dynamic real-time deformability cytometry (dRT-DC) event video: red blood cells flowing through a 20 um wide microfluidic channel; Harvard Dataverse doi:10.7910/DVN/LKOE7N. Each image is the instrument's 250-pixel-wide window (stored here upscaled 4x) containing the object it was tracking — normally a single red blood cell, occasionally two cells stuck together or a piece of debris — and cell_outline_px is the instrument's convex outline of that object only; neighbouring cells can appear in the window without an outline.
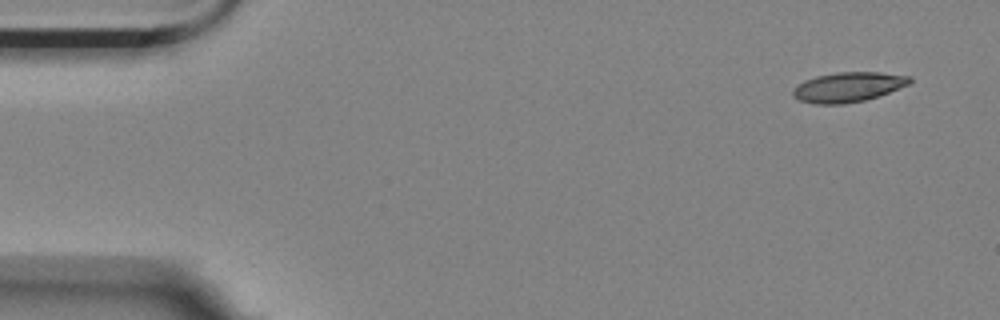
{"species": "Egyptian fruit bat (a non-hibernating species)", "species_latin": "Rousettus aegyptiacus", "temperature_condition": "room temperature", "stored_images_in_passage": 7, "camera_frame_rate_fps": 3000, "um_per_image_px": 0.085, "animal": {"sex": "female"}, "frame": {"image": 1, "passage_image": 1, "time_ms": 0.0, "image_size_px": [1000, 320], "cell_outline_px": [[912, 80], [908, 84], [888, 92], [864, 100], [844, 104], [816, 104], [800, 100], [792, 96], [792, 88], [804, 80], [816, 76], [836, 72], [880, 72], [912, 76]], "centroid_in_image_um": [72.05, 7.39], "position_along_channel_um": 12.9, "area_um2": 20.23}}
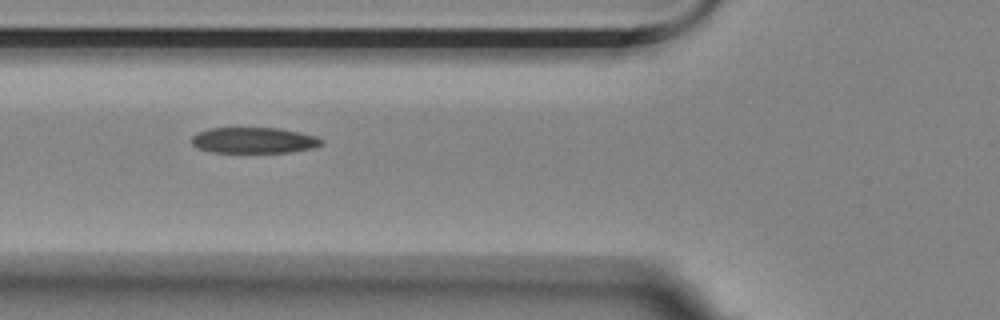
{"frame": {"image": 2, "passage_image": 6, "time_ms": 1.667, "image_size_px": [1000, 320], "cell_outline_px": [[324, 144], [312, 148], [288, 152], [212, 152], [200, 148], [192, 144], [188, 140], [196, 132], [208, 128], [280, 128], [300, 132], [316, 136], [324, 140]], "centroid_in_image_um": [21.57, 11.91], "position_along_channel_um": 104.2, "area_um2": 19.71}}
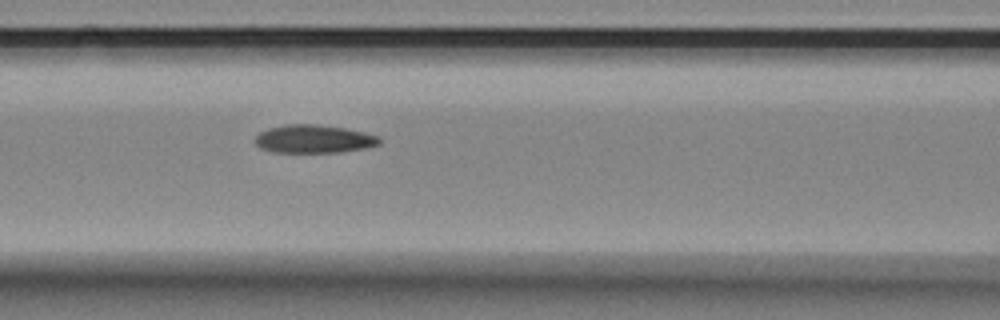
{"frame": {"image": 3, "passage_image": 7, "time_ms": 2.0, "image_size_px": [1000, 320], "cell_outline_px": [[380, 144], [364, 148], [340, 152], [272, 152], [260, 148], [256, 144], [256, 136], [260, 132], [268, 128], [284, 124], [316, 124], [344, 128], [364, 132], [380, 136]], "centroid_in_image_um": [26.67, 11.81], "position_along_channel_um": 139.9, "area_um2": 20.4}}